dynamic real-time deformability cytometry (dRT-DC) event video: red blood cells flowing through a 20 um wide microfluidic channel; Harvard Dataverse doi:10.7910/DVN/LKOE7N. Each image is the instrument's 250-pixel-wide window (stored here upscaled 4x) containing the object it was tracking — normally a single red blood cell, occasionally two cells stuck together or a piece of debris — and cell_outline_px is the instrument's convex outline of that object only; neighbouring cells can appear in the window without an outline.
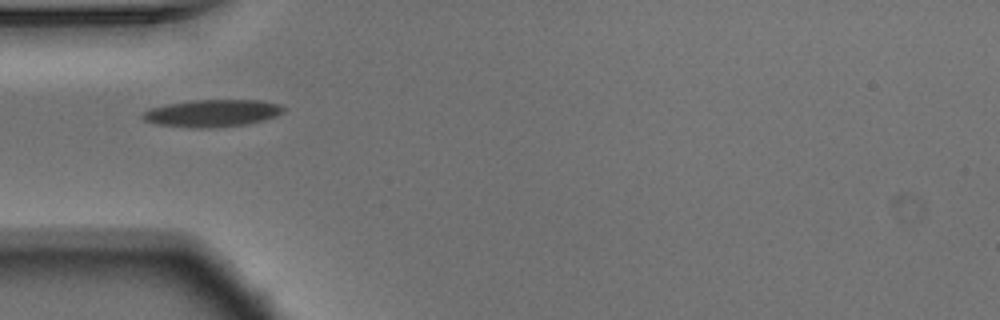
{"species": "Egyptian fruit bat (a non-hibernating species)", "species_latin": "Rousettus aegyptiacus", "temperature_condition": "warm", "stored_images_in_passage": 31, "camera_frame_rate_fps": 3000, "um_per_image_px": 0.085, "animal": {"sex": "male"}, "frame": {"image": 1, "passage_image": 1, "time_ms": 0.0, "image_size_px": [1000, 320], "cell_outline_px": [[284, 112], [276, 116], [264, 120], [248, 124], [216, 128], [192, 128], [156, 124], [144, 120], [140, 116], [144, 112], [152, 108], [168, 104], [192, 100], [260, 100], [280, 104], [284, 108]], "centroid_in_image_um": [18.06, 9.63], "position_along_channel_um": 66.9, "area_um2": 22.48}}
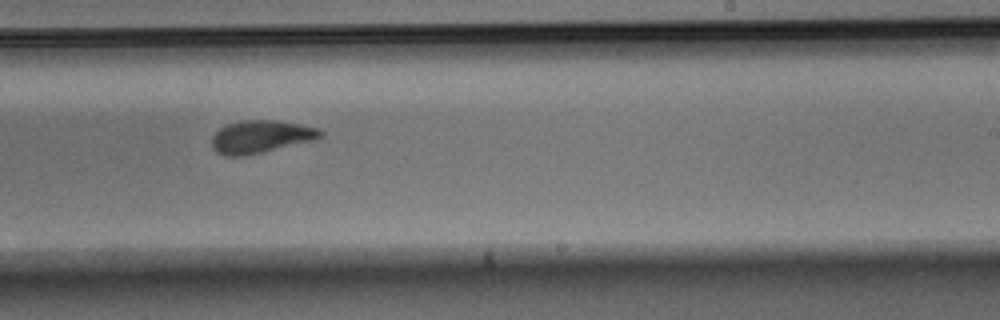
{"frame": {"image": 2, "passage_image": 17, "time_ms": 5.333, "image_size_px": [1000, 320], "cell_outline_px": [[324, 136], [316, 140], [248, 156], [224, 156], [216, 152], [212, 148], [212, 136], [220, 128], [228, 124], [244, 120], [276, 120], [300, 124], [320, 128], [324, 132]], "centroid_in_image_um": [22.21, 11.63], "position_along_channel_um": 266.8, "area_um2": 21.1}}
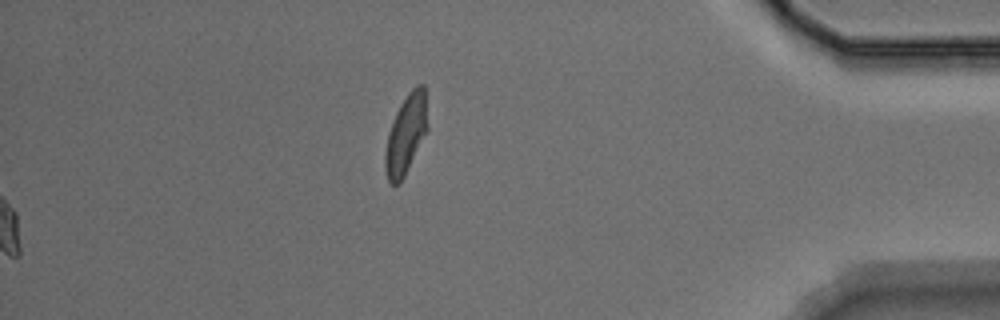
{"frame": {"image": 3, "passage_image": 31, "time_ms": 10.0, "image_size_px": [1000, 320], "cell_outline_px": [[428, 132], [400, 184], [392, 184], [388, 180], [384, 168], [384, 156], [388, 132], [396, 112], [400, 104], [408, 92], [416, 84], [424, 84], [428, 124]], "centroid_in_image_um": [34.52, 11.42], "position_along_channel_um": 400.7, "area_um2": 19.94}, "authors_computed_cell_mechanics": {"area_um2": 21.0392, "velocity_mm_per_s": 3.7347, "shape_relaxation_time_tau1_ms": 3.1214, "shape_relaxation_time_tau2_ms": 1.917, "deformation_change_tau1": 0.1587, "deformation_change_tau2": 0.0864}}